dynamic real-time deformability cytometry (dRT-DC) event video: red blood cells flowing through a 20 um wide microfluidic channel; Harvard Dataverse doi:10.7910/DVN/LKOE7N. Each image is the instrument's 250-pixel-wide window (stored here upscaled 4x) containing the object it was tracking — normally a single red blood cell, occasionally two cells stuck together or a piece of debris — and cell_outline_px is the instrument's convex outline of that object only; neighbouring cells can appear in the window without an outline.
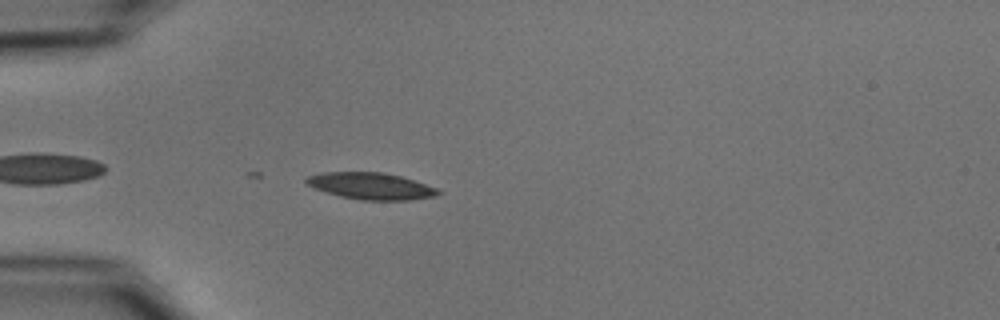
{"species": "common noctule bat (a hibernating species)", "species_latin": "Nyctalus noctula", "temperature_condition": "cold", "stored_images_in_passage": 9, "camera_frame_rate_fps": 3000, "um_per_image_px": 0.085, "animal": {"sex": "male", "body_mass_g": 15.6}, "frame": {"image": 1, "passage_image": 5, "time_ms": 1.333, "image_size_px": [1000, 320], "cell_outline_px": [[444, 192], [436, 196], [408, 200], [360, 200], [340, 196], [316, 188], [308, 184], [304, 180], [308, 176], [320, 172], [380, 172], [400, 176], [436, 188]], "centroid_in_image_um": [31.54, 15.81], "position_along_channel_um": 53.5, "area_um2": 20.29}}